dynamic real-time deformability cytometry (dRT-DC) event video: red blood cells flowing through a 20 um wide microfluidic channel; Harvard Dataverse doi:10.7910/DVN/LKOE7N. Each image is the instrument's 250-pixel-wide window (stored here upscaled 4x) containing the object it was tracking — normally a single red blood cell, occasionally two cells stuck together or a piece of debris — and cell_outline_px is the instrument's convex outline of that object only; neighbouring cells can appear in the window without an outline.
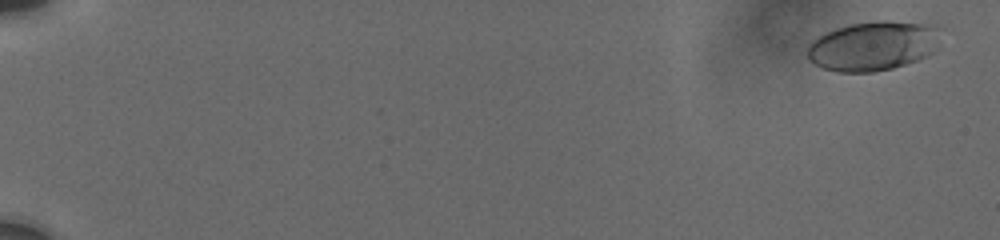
{"species": "human", "species_latin": "Homo sapiens", "temperature_condition": "cold", "stored_images_in_passage": 15, "camera_frame_rate_fps": 3000, "um_per_image_px": 0.085, "donor": {"sex": "male"}, "frame": {"image": 1, "passage_image": 1, "time_ms": 0.0, "image_size_px": [1000, 240], "cell_outline_px": [[944, 28], [936, 48], [928, 56], [892, 68], [872, 72], [836, 72], [824, 68], [808, 60], [808, 44], [812, 40], [836, 28], [848, 24], [880, 20], [888, 20], [936, 24]], "centroid_in_image_um": [74.28, 3.87], "position_along_channel_um": 10.7, "area_um2": 38.9}}
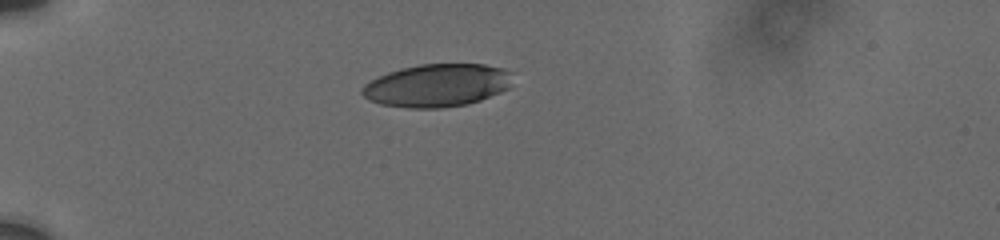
{"frame": {"image": 2, "passage_image": 11, "time_ms": 5.333, "image_size_px": [1000, 240], "cell_outline_px": [[512, 72], [508, 88], [500, 92], [480, 100], [468, 104], [440, 108], [408, 108], [380, 104], [368, 100], [360, 92], [360, 88], [364, 84], [388, 72], [400, 68], [420, 64], [484, 64], [504, 68]], "centroid_in_image_um": [37.13, 7.26], "position_along_channel_um": 47.9, "area_um2": 37.69}}
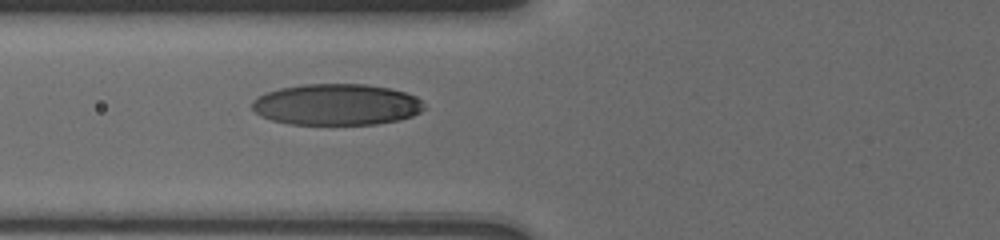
{"frame": {"image": 3, "passage_image": 15, "time_ms": 7.667, "image_size_px": [1000, 240], "cell_outline_px": [[428, 108], [412, 116], [400, 120], [376, 124], [288, 124], [272, 120], [260, 116], [252, 108], [252, 100], [256, 96], [264, 92], [280, 88], [304, 84], [364, 84], [388, 88], [404, 92], [416, 96]], "centroid_in_image_um": [28.6, 8.89], "position_along_channel_um": 97.2, "area_um2": 41.67}}